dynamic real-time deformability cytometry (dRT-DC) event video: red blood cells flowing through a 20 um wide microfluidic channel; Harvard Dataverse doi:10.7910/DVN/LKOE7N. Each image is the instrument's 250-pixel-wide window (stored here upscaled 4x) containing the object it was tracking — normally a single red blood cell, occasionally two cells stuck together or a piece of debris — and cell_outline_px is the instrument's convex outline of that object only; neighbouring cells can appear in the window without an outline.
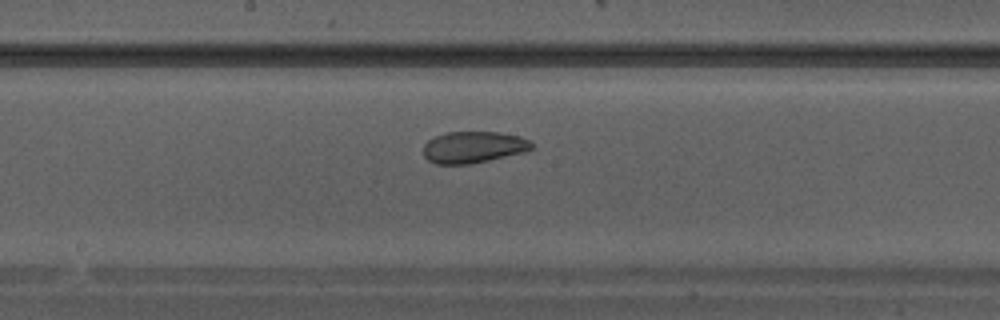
{"species": "Egyptian fruit bat (a non-hibernating species)", "species_latin": "Rousettus aegyptiacus", "temperature_condition": "warm", "stored_images_in_passage": 22, "camera_frame_rate_fps": 3000, "um_per_image_px": 0.085, "animal": {"sex": "male"}, "frame": {"image": 1, "passage_image": 10, "time_ms": 3.0, "image_size_px": [1000, 320], "cell_outline_px": [[532, 148], [524, 152], [488, 160], [468, 164], [436, 164], [428, 160], [424, 156], [424, 144], [428, 140], [436, 136], [448, 132], [500, 132], [520, 136], [528, 140], [532, 144]], "centroid_in_image_um": [40.22, 12.5], "position_along_channel_um": 208.0, "area_um2": 19.77}}